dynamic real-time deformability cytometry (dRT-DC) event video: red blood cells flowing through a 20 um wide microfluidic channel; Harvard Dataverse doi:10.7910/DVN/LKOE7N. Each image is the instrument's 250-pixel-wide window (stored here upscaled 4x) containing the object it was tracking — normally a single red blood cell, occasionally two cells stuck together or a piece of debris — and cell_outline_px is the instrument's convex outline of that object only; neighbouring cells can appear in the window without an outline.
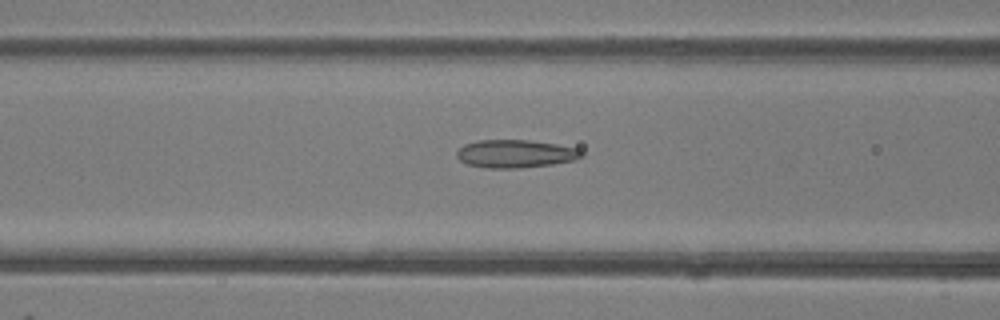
{"species": "common noctule bat (a hibernating species)", "species_latin": "Nyctalus noctula", "temperature_condition": "room temperature", "stored_images_in_passage": 49, "camera_frame_rate_fps": 3000, "um_per_image_px": 0.085, "animal": {"sex": "female"}, "frame": {"image": 1, "passage_image": 20, "time_ms": 6.333, "image_size_px": [1000, 320], "cell_outline_px": [[584, 156], [576, 160], [552, 164], [520, 168], [488, 168], [468, 164], [460, 160], [456, 156], [456, 152], [464, 144], [476, 140], [528, 140], [556, 144], [576, 148], [584, 152]], "centroid_in_image_um": [43.82, 13.07], "position_along_channel_um": 122.8, "area_um2": 20.4}}
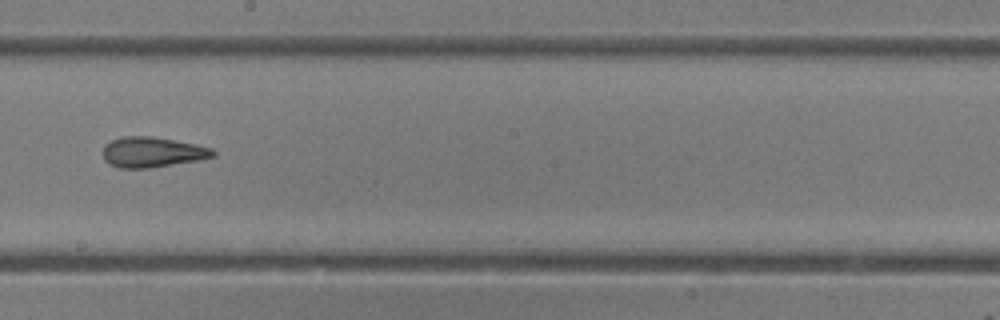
{"frame": {"image": 2, "passage_image": 28, "time_ms": 9.0, "image_size_px": [1000, 320], "cell_outline_px": [[216, 156], [196, 160], [148, 168], [120, 168], [108, 164], [104, 160], [104, 144], [112, 140], [124, 136], [152, 136], [196, 144], [212, 148], [216, 152]], "centroid_in_image_um": [12.93, 12.93], "position_along_channel_um": 235.3, "area_um2": 19.36}}
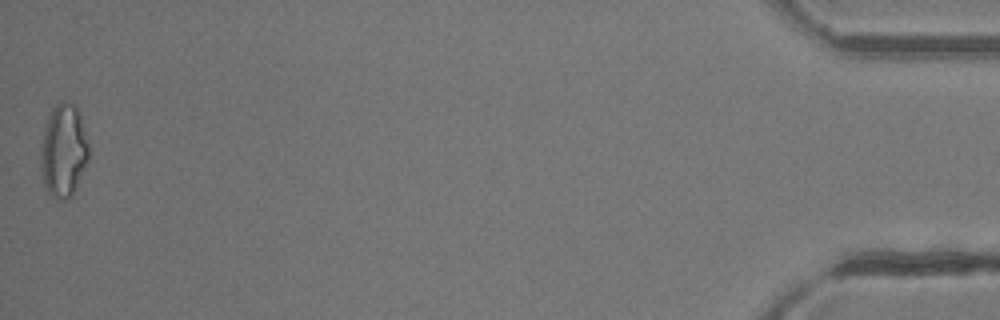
{"frame": {"image": 3, "passage_image": 49, "time_ms": 16.0, "image_size_px": [1000, 320], "cell_outline_px": [[88, 160], [76, 188], [72, 196], [64, 200], [56, 200], [48, 192], [44, 184], [40, 168], [40, 156], [44, 132], [48, 116], [52, 108], [60, 100], [72, 104], [76, 108], [80, 116], [84, 128], [88, 144]], "centroid_in_image_um": [5.39, 12.84], "position_along_channel_um": 429.8, "area_um2": 25.89}, "authors_computed_cell_mechanics": {"area_um2": 21.0392, "velocity_mm_per_s": 4.214, "shape_relaxation_time_tau1_ms": null, "shape_relaxation_time_tau2_ms": 2.7082, "deformation_change_tau1": null, "deformation_change_tau2": 0.1209}}